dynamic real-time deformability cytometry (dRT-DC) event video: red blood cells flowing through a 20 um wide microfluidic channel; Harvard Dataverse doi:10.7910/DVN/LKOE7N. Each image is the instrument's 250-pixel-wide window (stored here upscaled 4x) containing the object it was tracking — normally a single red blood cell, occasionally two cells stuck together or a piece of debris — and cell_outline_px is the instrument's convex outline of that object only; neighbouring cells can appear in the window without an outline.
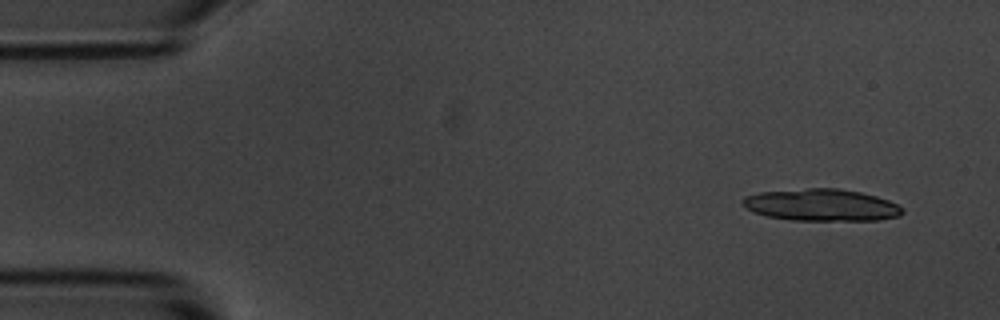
{"species": "common noctule bat (a hibernating species)", "species_latin": "Nyctalus noctula", "temperature_condition": "room temperature", "stored_images_in_passage": 14, "camera_frame_rate_fps": 3000, "um_per_image_px": 0.085, "animal": {"sex": "male", "body_mass_g": 20.1, "forearm_length_mm": 53.5}, "frame": {"image": 1, "passage_image": 1, "time_ms": 0.0, "image_size_px": [1000, 320], "cell_outline_px": [[904, 212], [900, 216], [880, 220], [792, 220], [768, 216], [752, 212], [740, 200], [744, 196], [760, 192], [808, 188], [836, 188], [860, 192], [876, 196], [888, 200], [904, 208]], "centroid_in_image_um": [69.84, 17.42], "position_along_channel_um": 15.2, "area_um2": 29.77}}
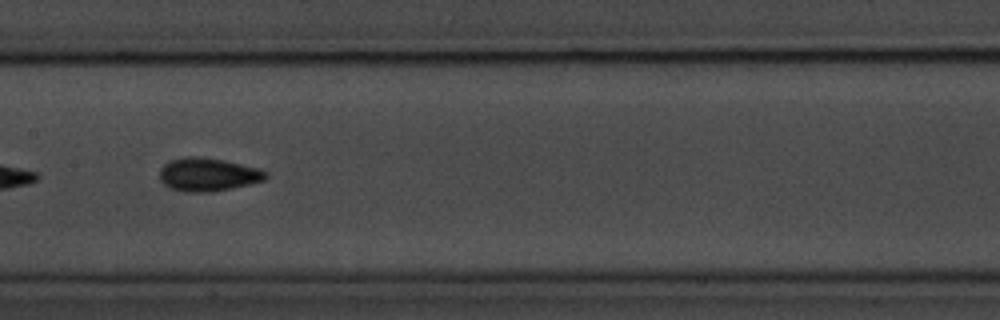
{"frame": {"image": 2, "passage_image": 7, "time_ms": 2.0, "image_size_px": [1000, 320], "cell_outline_px": [[268, 176], [264, 180], [232, 188], [212, 192], [184, 192], [168, 188], [160, 180], [160, 168], [168, 160], [184, 156], [200, 156], [224, 160], [256, 168], [264, 172]], "centroid_in_image_um": [17.59, 14.83], "position_along_channel_um": 189.8, "area_um2": 20.63}}
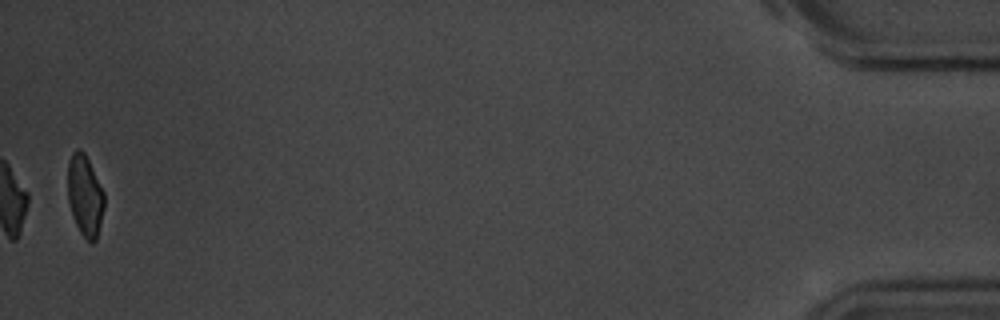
{"frame": {"image": 3, "passage_image": 14, "time_ms": 4.333, "image_size_px": [1000, 320], "cell_outline_px": [[104, 208], [96, 240], [92, 244], [80, 232], [72, 216], [68, 204], [68, 160], [72, 152], [76, 148], [80, 148], [84, 152], [104, 192]], "centroid_in_image_um": [7.2, 16.61], "position_along_channel_um": 428.0, "area_um2": 17.28}}